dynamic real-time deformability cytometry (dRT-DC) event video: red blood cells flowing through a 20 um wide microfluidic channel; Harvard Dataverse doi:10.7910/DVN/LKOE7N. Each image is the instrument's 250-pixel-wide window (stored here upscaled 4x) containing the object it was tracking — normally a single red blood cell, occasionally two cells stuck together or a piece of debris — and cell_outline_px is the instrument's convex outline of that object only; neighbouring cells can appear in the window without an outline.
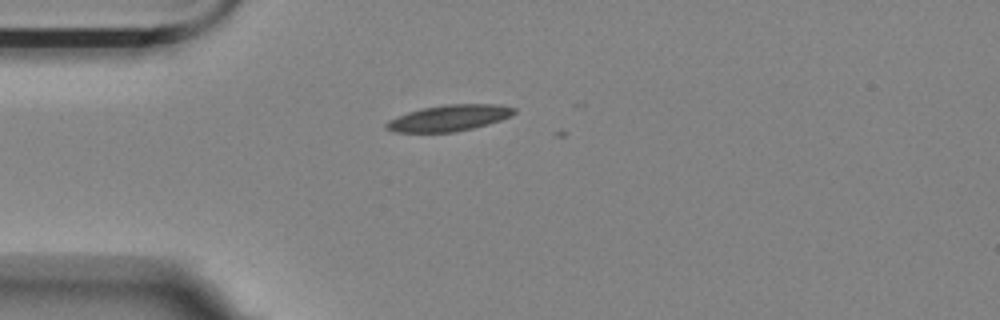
{"species": "Egyptian fruit bat (a non-hibernating species)", "species_latin": "Rousettus aegyptiacus", "temperature_condition": "room temperature", "stored_images_in_passage": 2, "camera_frame_rate_fps": 3000, "um_per_image_px": 0.085, "animal": {"sex": "female"}, "frame": {"image": 1, "passage_image": 1, "time_ms": 0.0, "image_size_px": [1000, 320], "cell_outline_px": [[516, 112], [512, 116], [488, 124], [472, 128], [452, 132], [392, 132], [384, 128], [384, 124], [388, 120], [408, 112], [420, 108], [444, 104], [500, 104], [516, 108]], "centroid_in_image_um": [38.16, 10.02], "position_along_channel_um": 46.8, "area_um2": 19.65}}